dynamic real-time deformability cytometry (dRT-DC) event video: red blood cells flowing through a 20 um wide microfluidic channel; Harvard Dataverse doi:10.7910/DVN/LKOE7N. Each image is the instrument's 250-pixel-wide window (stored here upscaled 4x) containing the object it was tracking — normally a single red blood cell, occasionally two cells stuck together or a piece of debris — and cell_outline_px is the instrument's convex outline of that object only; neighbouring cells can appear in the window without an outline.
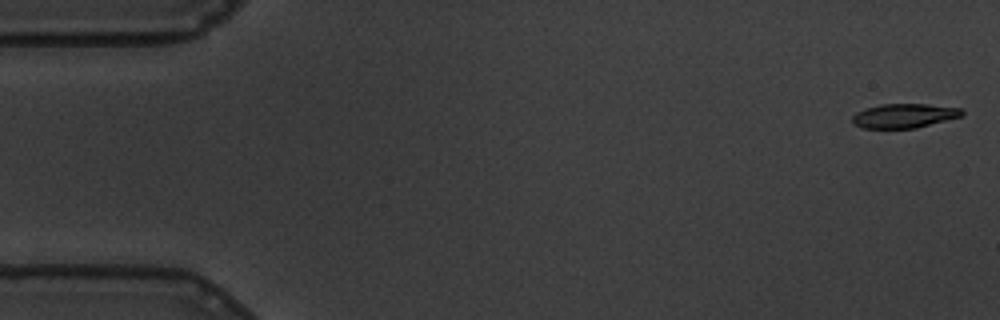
{"species": "common noctule bat (a hibernating species)", "species_latin": "Nyctalus noctula", "temperature_condition": "warm", "stored_images_in_passage": 16, "camera_frame_rate_fps": 3000, "um_per_image_px": 0.085, "animal": {"sex": "male", "body_mass_g": 19.5, "forearm_length_mm": 54.6}, "frame": {"image": 1, "passage_image": 1, "time_ms": 0.0, "image_size_px": [1000, 320], "cell_outline_px": [[964, 116], [916, 128], [864, 128], [852, 124], [852, 116], [856, 112], [864, 108], [880, 104], [924, 104], [960, 108], [964, 112]], "centroid_in_image_um": [76.84, 9.84], "position_along_channel_um": 8.2, "area_um2": 15.61}}
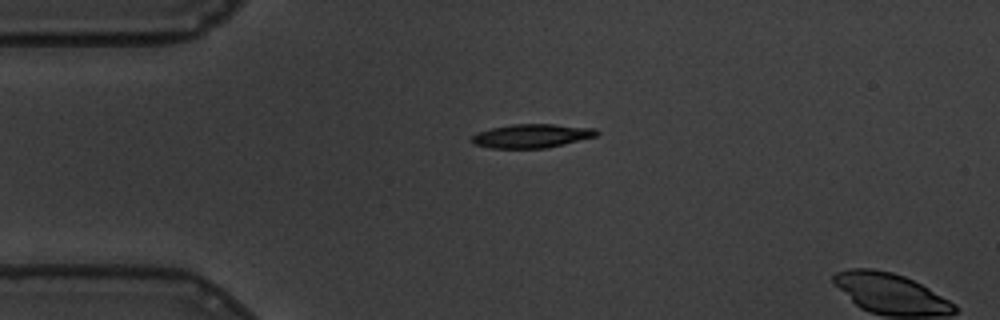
{"frame": {"image": 2, "passage_image": 13, "time_ms": 4.0, "image_size_px": [1000, 320], "cell_outline_px": [[600, 132], [596, 136], [548, 148], [488, 148], [476, 144], [472, 140], [472, 136], [476, 132], [492, 128], [512, 124], [552, 124], [596, 128]], "centroid_in_image_um": [45.21, 11.55], "position_along_channel_um": 39.8, "area_um2": 17.28}}